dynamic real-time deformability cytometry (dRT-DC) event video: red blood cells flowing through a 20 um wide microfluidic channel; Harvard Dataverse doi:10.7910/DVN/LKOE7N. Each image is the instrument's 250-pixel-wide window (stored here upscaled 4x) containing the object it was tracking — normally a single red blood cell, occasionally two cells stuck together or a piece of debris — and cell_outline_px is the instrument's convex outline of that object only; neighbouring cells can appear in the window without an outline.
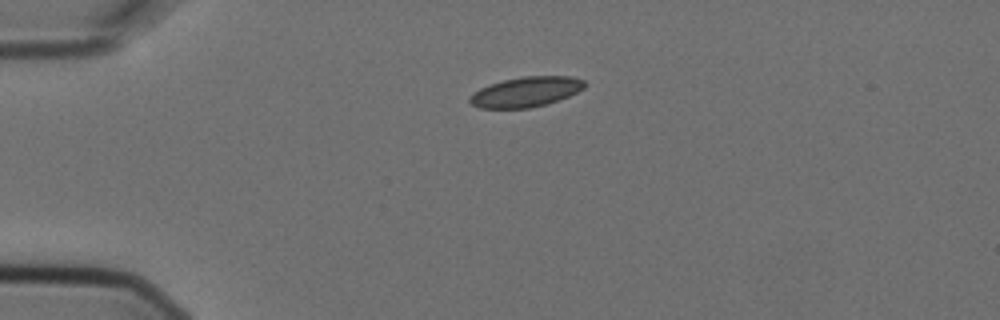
{"species": "Egyptian fruit bat (a non-hibernating species)", "species_latin": "Rousettus aegyptiacus", "temperature_condition": "cold", "stored_images_in_passage": 2, "camera_frame_rate_fps": 3000, "um_per_image_px": 0.085, "animal": {"sex": "female"}, "frame": {"image": 1, "passage_image": 1, "time_ms": 0.0, "image_size_px": [1000, 320], "cell_outline_px": [[588, 84], [584, 88], [560, 100], [528, 108], [480, 108], [472, 104], [468, 100], [468, 96], [480, 88], [504, 80], [524, 76], [572, 76], [584, 80]], "centroid_in_image_um": [44.72, 7.8], "position_along_channel_um": 40.3, "area_um2": 20.06}}